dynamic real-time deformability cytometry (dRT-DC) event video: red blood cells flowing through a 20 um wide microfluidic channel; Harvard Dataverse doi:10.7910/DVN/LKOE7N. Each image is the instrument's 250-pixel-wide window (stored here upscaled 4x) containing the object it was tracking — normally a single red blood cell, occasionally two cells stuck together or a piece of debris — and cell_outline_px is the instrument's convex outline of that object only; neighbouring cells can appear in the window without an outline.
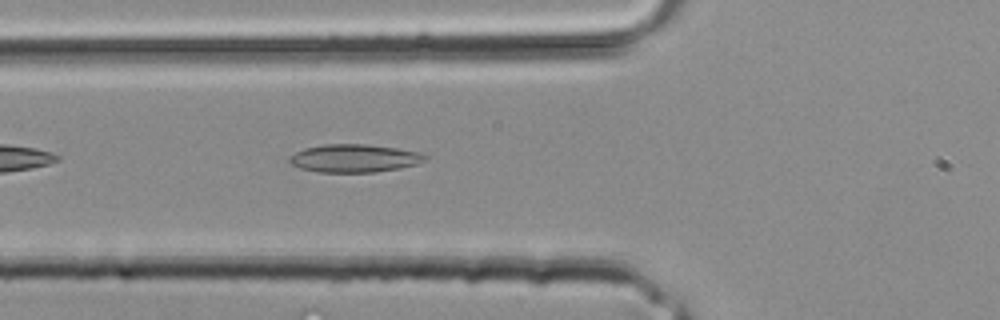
{"species": "common noctule bat (a hibernating species)", "species_latin": "Nyctalus noctula", "temperature_condition": "room temperature", "stored_images_in_passage": 25, "camera_frame_rate_fps": 3000, "um_per_image_px": 0.085, "animal": {"sex": "male", "body_mass_g": 20.4}, "frame": {"image": 1, "passage_image": 5, "time_ms": 1.333, "image_size_px": [1000, 320], "cell_outline_px": [[428, 160], [416, 164], [396, 168], [372, 172], [320, 172], [300, 168], [292, 164], [288, 160], [288, 156], [304, 148], [324, 144], [364, 144], [396, 148], [420, 152], [428, 156]], "centroid_in_image_um": [30.1, 13.44], "position_along_channel_um": 95.7, "area_um2": 22.02}}
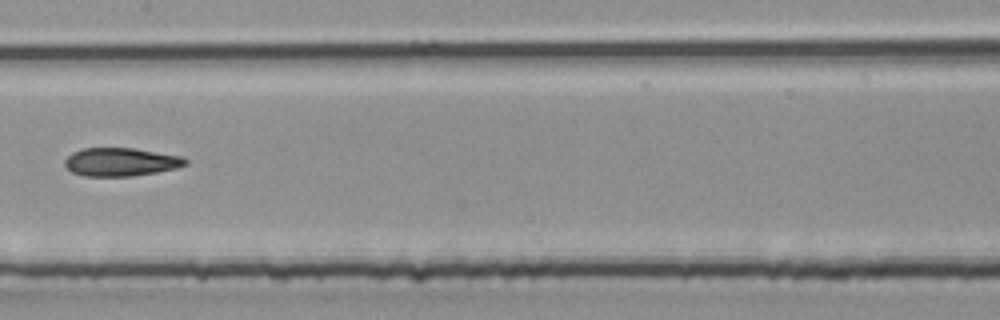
{"frame": {"image": 2, "passage_image": 10, "time_ms": 3.0, "image_size_px": [1000, 320], "cell_outline_px": [[188, 164], [176, 168], [156, 172], [132, 176], [84, 176], [72, 172], [64, 164], [64, 160], [72, 152], [84, 148], [132, 148], [184, 156], [188, 160]], "centroid_in_image_um": [10.29, 13.76], "position_along_channel_um": 197.1, "area_um2": 19.94}}
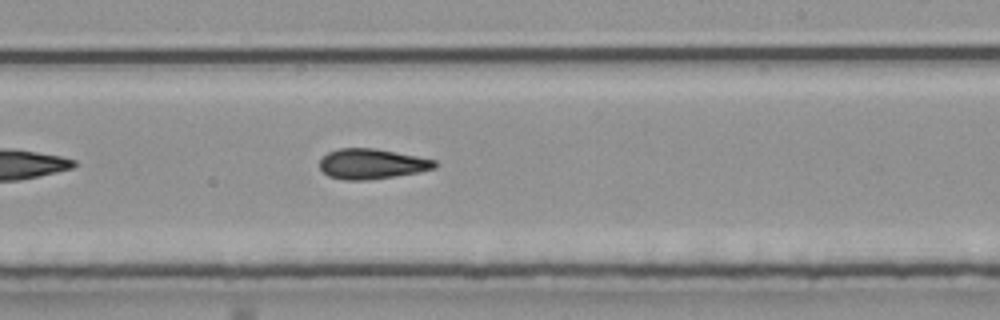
{"frame": {"image": 3, "passage_image": 13, "time_ms": 4.0, "image_size_px": [1000, 320], "cell_outline_px": [[440, 164], [436, 168], [416, 172], [368, 180], [344, 180], [328, 176], [320, 168], [320, 160], [328, 152], [336, 148], [376, 148], [436, 160]], "centroid_in_image_um": [31.6, 13.92], "position_along_channel_um": 257.4, "area_um2": 20.23}}